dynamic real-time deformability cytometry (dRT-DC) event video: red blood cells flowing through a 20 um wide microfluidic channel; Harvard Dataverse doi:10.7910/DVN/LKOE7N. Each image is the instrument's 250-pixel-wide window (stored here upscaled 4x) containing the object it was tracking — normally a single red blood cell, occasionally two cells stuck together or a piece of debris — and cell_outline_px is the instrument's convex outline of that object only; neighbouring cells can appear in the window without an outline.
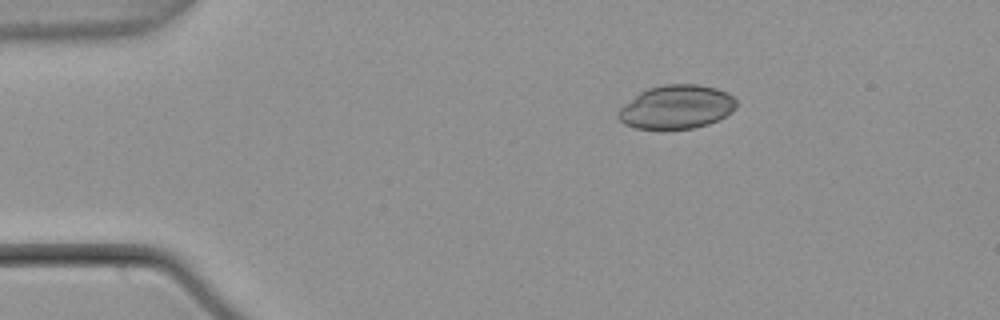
{"species": "common noctule bat (a hibernating species)", "species_latin": "Nyctalus noctula", "temperature_condition": "warm", "stored_images_in_passage": 5, "camera_frame_rate_fps": 3000, "um_per_image_px": 0.085, "animal": {"sex": "male", "body_mass_g": 21.5, "forearm_length_mm": 52.0}, "frame": {"image": 1, "passage_image": 2, "time_ms": 0.333, "image_size_px": [1000, 320], "cell_outline_px": [[736, 104], [724, 116], [708, 124], [692, 128], [636, 128], [624, 124], [616, 116], [616, 112], [624, 104], [640, 92], [648, 88], [664, 84], [696, 84], [716, 88], [728, 92], [736, 100]], "centroid_in_image_um": [57.46, 9.08], "position_along_channel_um": 27.5, "area_um2": 29.71}}
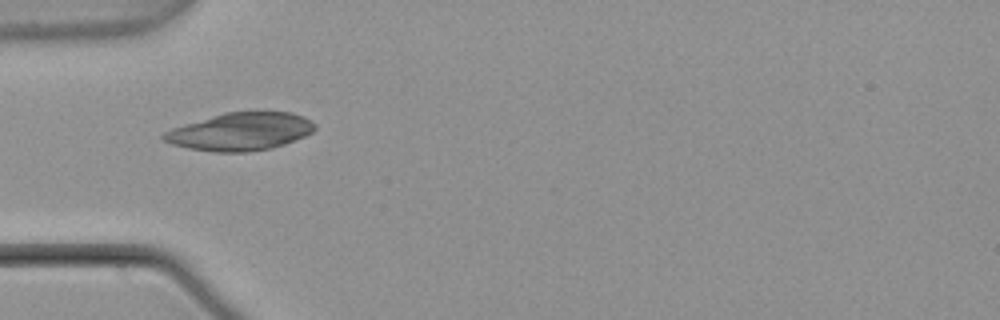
{"frame": {"image": 2, "passage_image": 4, "time_ms": 1.0, "image_size_px": [1000, 320], "cell_outline_px": [[316, 128], [312, 132], [304, 136], [284, 144], [272, 148], [248, 152], [216, 152], [188, 148], [172, 144], [160, 140], [160, 136], [164, 132], [172, 128], [184, 124], [224, 112], [292, 112], [304, 116], [312, 120], [316, 124]], "centroid_in_image_um": [20.43, 11.18], "position_along_channel_um": 64.6, "area_um2": 33.41}}
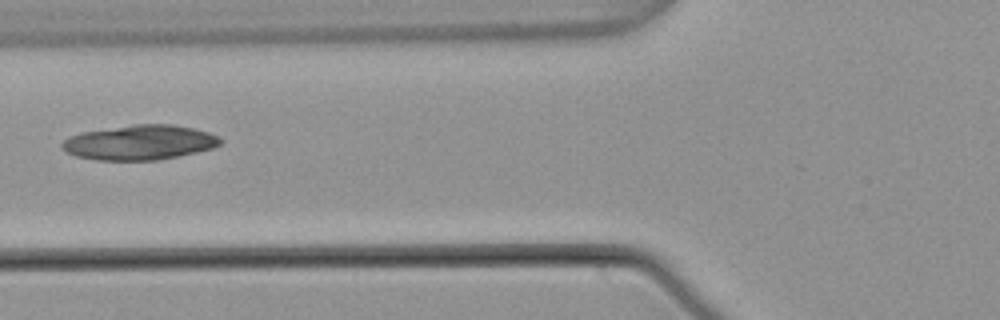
{"frame": {"image": 3, "passage_image": 5, "time_ms": 1.333, "image_size_px": [1000, 320], "cell_outline_px": [[224, 140], [220, 144], [212, 148], [196, 152], [156, 160], [96, 160], [76, 156], [68, 152], [60, 144], [68, 136], [84, 132], [132, 124], [172, 124], [192, 128], [208, 132], [220, 136]], "centroid_in_image_um": [11.89, 12.1], "position_along_channel_um": 113.9, "area_um2": 31.96}}